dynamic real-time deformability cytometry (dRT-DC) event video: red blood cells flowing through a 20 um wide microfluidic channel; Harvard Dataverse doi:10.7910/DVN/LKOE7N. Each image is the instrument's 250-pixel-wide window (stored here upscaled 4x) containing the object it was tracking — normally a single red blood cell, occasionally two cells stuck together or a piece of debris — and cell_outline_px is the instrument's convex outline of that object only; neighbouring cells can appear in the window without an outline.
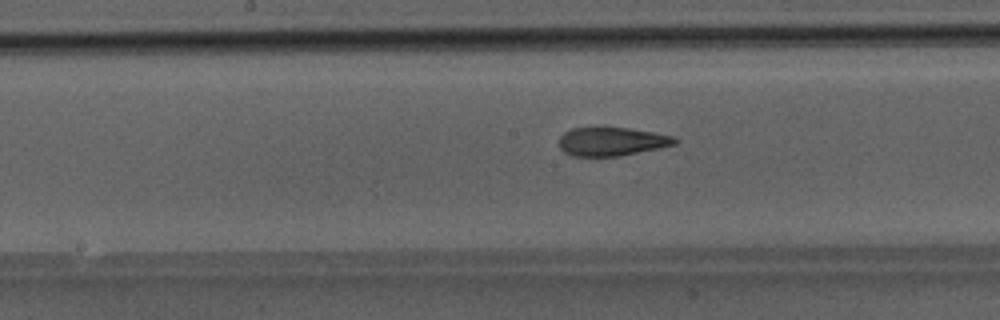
{"species": "Egyptian fruit bat (a non-hibernating species)", "species_latin": "Rousettus aegyptiacus", "temperature_condition": "room temperature", "stored_images_in_passage": 35, "camera_frame_rate_fps": 3000, "um_per_image_px": 0.085, "animal": {"sex": "male"}, "frame": {"image": 1, "passage_image": 12, "time_ms": 3.667, "image_size_px": [1000, 320], "cell_outline_px": [[680, 140], [676, 144], [660, 148], [620, 156], [572, 156], [564, 152], [560, 148], [560, 136], [564, 132], [572, 128], [604, 124], [656, 132], [676, 136]], "centroid_in_image_um": [52.03, 11.98], "position_along_channel_um": 196.2, "area_um2": 20.29}}
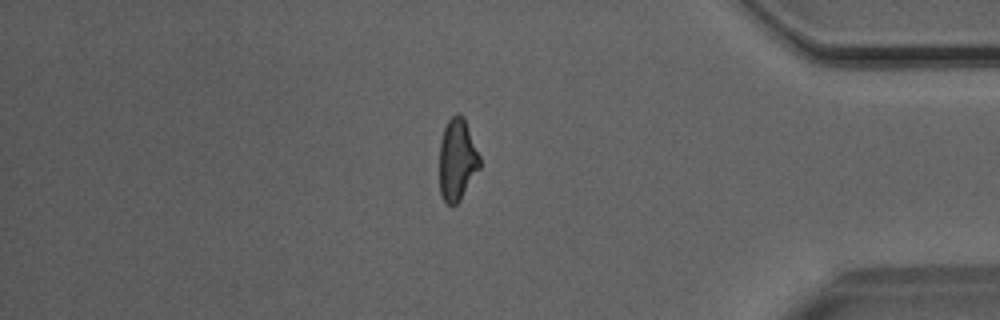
{"frame": {"image": 2, "passage_image": 28, "time_ms": 9.0, "image_size_px": [1000, 320], "cell_outline_px": [[480, 168], [460, 200], [456, 204], [448, 204], [440, 196], [440, 140], [444, 128], [448, 120], [456, 112], [460, 112], [464, 116], [480, 156]], "centroid_in_image_um": [38.87, 13.54], "position_along_channel_um": 396.3, "area_um2": 19.36}}
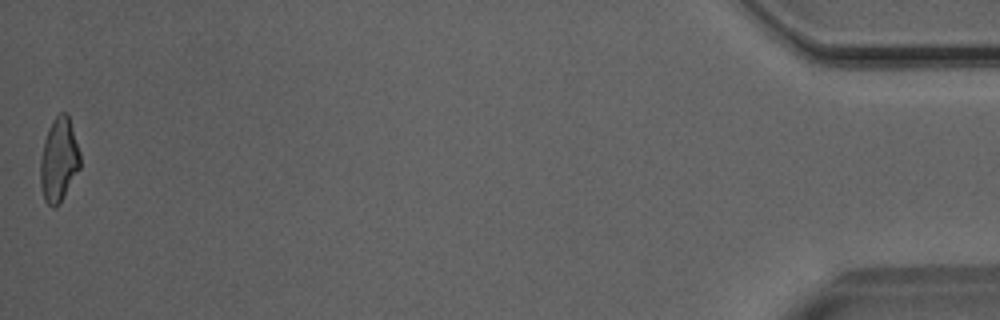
{"frame": {"image": 3, "passage_image": 35, "time_ms": 11.333, "image_size_px": [1000, 320], "cell_outline_px": [[80, 168], [60, 204], [56, 208], [52, 208], [44, 200], [40, 188], [40, 156], [44, 140], [48, 128], [52, 120], [60, 112], [64, 112], [68, 116], [80, 152]], "centroid_in_image_um": [4.98, 13.64], "position_along_channel_um": 430.2, "area_um2": 19.65}}